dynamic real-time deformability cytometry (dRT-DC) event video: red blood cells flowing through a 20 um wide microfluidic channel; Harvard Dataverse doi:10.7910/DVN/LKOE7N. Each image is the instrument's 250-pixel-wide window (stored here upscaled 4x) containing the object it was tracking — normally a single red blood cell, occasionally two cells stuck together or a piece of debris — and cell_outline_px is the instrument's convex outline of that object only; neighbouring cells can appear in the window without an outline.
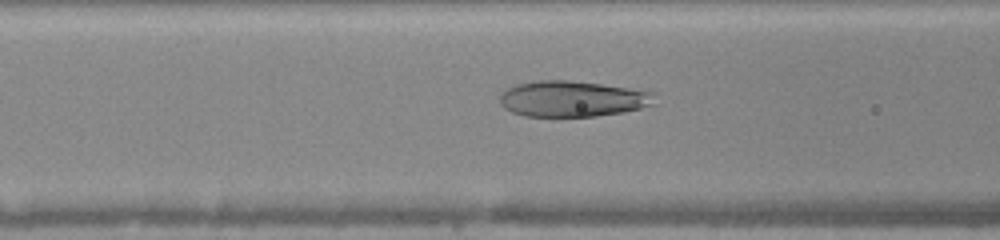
{"species": "human", "species_latin": "Homo sapiens", "temperature_condition": "warm", "stored_images_in_passage": 37, "camera_frame_rate_fps": 3000, "um_per_image_px": 0.085, "donor": {"sex": "female"}, "frame": {"image": 1, "passage_image": 8, "time_ms": 2.333, "image_size_px": [1000, 240], "cell_outline_px": [[656, 104], [624, 112], [596, 116], [524, 116], [512, 112], [504, 108], [500, 104], [500, 92], [516, 84], [536, 80], [568, 80], [600, 84], [656, 92]], "centroid_in_image_um": [48.67, 8.4], "position_along_channel_um": 117.9, "area_um2": 32.6}}
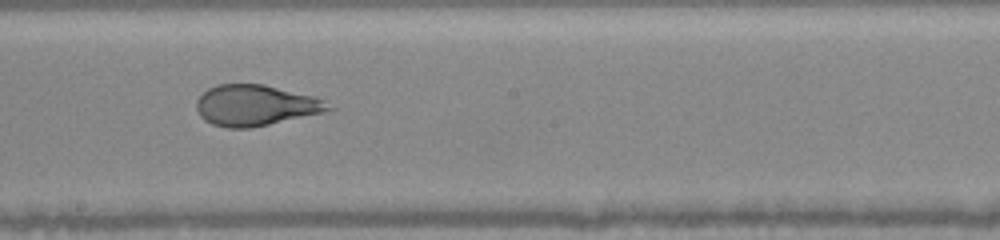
{"frame": {"image": 2, "passage_image": 16, "time_ms": 5.0, "image_size_px": [1000, 240], "cell_outline_px": [[336, 108], [324, 112], [252, 128], [228, 128], [212, 124], [204, 120], [200, 116], [196, 108], [196, 100], [208, 88], [216, 84], [264, 84], [316, 96], [324, 100]], "centroid_in_image_um": [21.73, 8.95], "position_along_channel_um": 226.5, "area_um2": 31.67}}
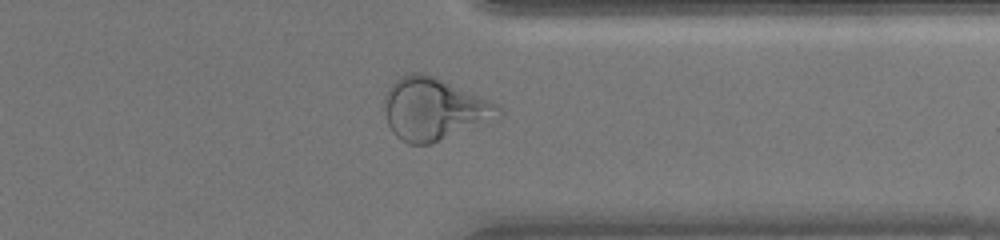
{"frame": {"image": 3, "passage_image": 27, "time_ms": 8.667, "image_size_px": [1000, 240], "cell_outline_px": [[504, 116], [500, 120], [428, 144], [408, 144], [400, 140], [392, 132], [388, 124], [384, 108], [384, 96], [388, 88], [400, 76], [412, 72], [420, 72], [432, 76], [488, 100], [496, 104], [504, 112]], "centroid_in_image_um": [36.91, 9.3], "position_along_channel_um": 374.5, "area_um2": 41.5}, "authors_computed_cell_mechanics": {"area_um2": 35.258, "velocity_mm_per_s": 4.0547, "shape_relaxation_time_tau1_ms": 3.7582, "shape_relaxation_time_tau2_ms": 0.8211, "deformation_change_tau1": 0.1685, "deformation_change_tau2": 0.0553}}